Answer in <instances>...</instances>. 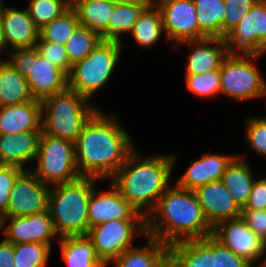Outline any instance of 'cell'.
<instances>
[{
	"instance_id": "1",
	"label": "cell",
	"mask_w": 266,
	"mask_h": 267,
	"mask_svg": "<svg viewBox=\"0 0 266 267\" xmlns=\"http://www.w3.org/2000/svg\"><path fill=\"white\" fill-rule=\"evenodd\" d=\"M118 118L100 108L84 124L74 143L80 176L109 181L135 149Z\"/></svg>"
},
{
	"instance_id": "2",
	"label": "cell",
	"mask_w": 266,
	"mask_h": 267,
	"mask_svg": "<svg viewBox=\"0 0 266 267\" xmlns=\"http://www.w3.org/2000/svg\"><path fill=\"white\" fill-rule=\"evenodd\" d=\"M177 154H153L142 158L134 149L109 180L123 198L145 218L171 185Z\"/></svg>"
},
{
	"instance_id": "3",
	"label": "cell",
	"mask_w": 266,
	"mask_h": 267,
	"mask_svg": "<svg viewBox=\"0 0 266 267\" xmlns=\"http://www.w3.org/2000/svg\"><path fill=\"white\" fill-rule=\"evenodd\" d=\"M213 228L206 220L197 196L192 190L174 184L158 199L154 210L146 217L147 236L167 245L203 239Z\"/></svg>"
},
{
	"instance_id": "4",
	"label": "cell",
	"mask_w": 266,
	"mask_h": 267,
	"mask_svg": "<svg viewBox=\"0 0 266 267\" xmlns=\"http://www.w3.org/2000/svg\"><path fill=\"white\" fill-rule=\"evenodd\" d=\"M99 179H78L51 186L48 211L58 237L86 235L89 230L88 202Z\"/></svg>"
},
{
	"instance_id": "5",
	"label": "cell",
	"mask_w": 266,
	"mask_h": 267,
	"mask_svg": "<svg viewBox=\"0 0 266 267\" xmlns=\"http://www.w3.org/2000/svg\"><path fill=\"white\" fill-rule=\"evenodd\" d=\"M42 132L75 143L84 124L99 109L75 91H65L42 101Z\"/></svg>"
},
{
	"instance_id": "6",
	"label": "cell",
	"mask_w": 266,
	"mask_h": 267,
	"mask_svg": "<svg viewBox=\"0 0 266 267\" xmlns=\"http://www.w3.org/2000/svg\"><path fill=\"white\" fill-rule=\"evenodd\" d=\"M122 43L101 40L92 52L72 65L68 89L89 100L109 81L122 54Z\"/></svg>"
},
{
	"instance_id": "7",
	"label": "cell",
	"mask_w": 266,
	"mask_h": 267,
	"mask_svg": "<svg viewBox=\"0 0 266 267\" xmlns=\"http://www.w3.org/2000/svg\"><path fill=\"white\" fill-rule=\"evenodd\" d=\"M6 59L28 83L34 99L61 93L68 88V76L58 66L39 55L34 47L10 51Z\"/></svg>"
},
{
	"instance_id": "8",
	"label": "cell",
	"mask_w": 266,
	"mask_h": 267,
	"mask_svg": "<svg viewBox=\"0 0 266 267\" xmlns=\"http://www.w3.org/2000/svg\"><path fill=\"white\" fill-rule=\"evenodd\" d=\"M35 169L31 171L49 186L78 179L74 143L41 133Z\"/></svg>"
},
{
	"instance_id": "9",
	"label": "cell",
	"mask_w": 266,
	"mask_h": 267,
	"mask_svg": "<svg viewBox=\"0 0 266 267\" xmlns=\"http://www.w3.org/2000/svg\"><path fill=\"white\" fill-rule=\"evenodd\" d=\"M253 56L227 55L220 66L221 94L235 101L266 98V81Z\"/></svg>"
},
{
	"instance_id": "10",
	"label": "cell",
	"mask_w": 266,
	"mask_h": 267,
	"mask_svg": "<svg viewBox=\"0 0 266 267\" xmlns=\"http://www.w3.org/2000/svg\"><path fill=\"white\" fill-rule=\"evenodd\" d=\"M146 233V220H110L89 228L86 236L91 240L98 257L107 266L126 250L132 248L135 236Z\"/></svg>"
},
{
	"instance_id": "11",
	"label": "cell",
	"mask_w": 266,
	"mask_h": 267,
	"mask_svg": "<svg viewBox=\"0 0 266 267\" xmlns=\"http://www.w3.org/2000/svg\"><path fill=\"white\" fill-rule=\"evenodd\" d=\"M227 55L261 57L266 53V3L258 0L226 37Z\"/></svg>"
},
{
	"instance_id": "12",
	"label": "cell",
	"mask_w": 266,
	"mask_h": 267,
	"mask_svg": "<svg viewBox=\"0 0 266 267\" xmlns=\"http://www.w3.org/2000/svg\"><path fill=\"white\" fill-rule=\"evenodd\" d=\"M51 186L44 184L31 169L16 178L6 212L1 217H22L48 211Z\"/></svg>"
},
{
	"instance_id": "13",
	"label": "cell",
	"mask_w": 266,
	"mask_h": 267,
	"mask_svg": "<svg viewBox=\"0 0 266 267\" xmlns=\"http://www.w3.org/2000/svg\"><path fill=\"white\" fill-rule=\"evenodd\" d=\"M156 1V2H155ZM163 22L167 42L199 40L197 11L193 0H155Z\"/></svg>"
},
{
	"instance_id": "14",
	"label": "cell",
	"mask_w": 266,
	"mask_h": 267,
	"mask_svg": "<svg viewBox=\"0 0 266 267\" xmlns=\"http://www.w3.org/2000/svg\"><path fill=\"white\" fill-rule=\"evenodd\" d=\"M212 235L235 255L246 259L254 267L257 260L266 255V243L262 241L240 217L228 219L213 227Z\"/></svg>"
},
{
	"instance_id": "15",
	"label": "cell",
	"mask_w": 266,
	"mask_h": 267,
	"mask_svg": "<svg viewBox=\"0 0 266 267\" xmlns=\"http://www.w3.org/2000/svg\"><path fill=\"white\" fill-rule=\"evenodd\" d=\"M7 221L9 225L5 224ZM1 230L5 235L3 239L13 245L41 243L51 248L53 237L58 236L53 228L49 211L22 217H2Z\"/></svg>"
},
{
	"instance_id": "16",
	"label": "cell",
	"mask_w": 266,
	"mask_h": 267,
	"mask_svg": "<svg viewBox=\"0 0 266 267\" xmlns=\"http://www.w3.org/2000/svg\"><path fill=\"white\" fill-rule=\"evenodd\" d=\"M107 191L95 187L88 202L89 228L110 220H146L121 195L120 191L109 182Z\"/></svg>"
},
{
	"instance_id": "17",
	"label": "cell",
	"mask_w": 266,
	"mask_h": 267,
	"mask_svg": "<svg viewBox=\"0 0 266 267\" xmlns=\"http://www.w3.org/2000/svg\"><path fill=\"white\" fill-rule=\"evenodd\" d=\"M194 193L212 228L222 221L241 216L242 209L220 180L200 186Z\"/></svg>"
},
{
	"instance_id": "18",
	"label": "cell",
	"mask_w": 266,
	"mask_h": 267,
	"mask_svg": "<svg viewBox=\"0 0 266 267\" xmlns=\"http://www.w3.org/2000/svg\"><path fill=\"white\" fill-rule=\"evenodd\" d=\"M0 17L7 47L10 50L34 47L39 40V29L30 18L27 8L7 7L0 2Z\"/></svg>"
},
{
	"instance_id": "19",
	"label": "cell",
	"mask_w": 266,
	"mask_h": 267,
	"mask_svg": "<svg viewBox=\"0 0 266 267\" xmlns=\"http://www.w3.org/2000/svg\"><path fill=\"white\" fill-rule=\"evenodd\" d=\"M235 157L231 154L204 153L196 161H190L185 173L175 181L176 185L194 191L200 186L219 181Z\"/></svg>"
},
{
	"instance_id": "20",
	"label": "cell",
	"mask_w": 266,
	"mask_h": 267,
	"mask_svg": "<svg viewBox=\"0 0 266 267\" xmlns=\"http://www.w3.org/2000/svg\"><path fill=\"white\" fill-rule=\"evenodd\" d=\"M193 45V51H189L185 65L184 75L205 73L214 69H220L223 59L227 56L225 39L204 38L201 40L187 41L175 46Z\"/></svg>"
},
{
	"instance_id": "21",
	"label": "cell",
	"mask_w": 266,
	"mask_h": 267,
	"mask_svg": "<svg viewBox=\"0 0 266 267\" xmlns=\"http://www.w3.org/2000/svg\"><path fill=\"white\" fill-rule=\"evenodd\" d=\"M168 267H214L213 235L168 245Z\"/></svg>"
},
{
	"instance_id": "22",
	"label": "cell",
	"mask_w": 266,
	"mask_h": 267,
	"mask_svg": "<svg viewBox=\"0 0 266 267\" xmlns=\"http://www.w3.org/2000/svg\"><path fill=\"white\" fill-rule=\"evenodd\" d=\"M42 131L20 134H0V164L29 169L26 164L35 162Z\"/></svg>"
},
{
	"instance_id": "23",
	"label": "cell",
	"mask_w": 266,
	"mask_h": 267,
	"mask_svg": "<svg viewBox=\"0 0 266 267\" xmlns=\"http://www.w3.org/2000/svg\"><path fill=\"white\" fill-rule=\"evenodd\" d=\"M42 131V103L38 99L0 107V134Z\"/></svg>"
},
{
	"instance_id": "24",
	"label": "cell",
	"mask_w": 266,
	"mask_h": 267,
	"mask_svg": "<svg viewBox=\"0 0 266 267\" xmlns=\"http://www.w3.org/2000/svg\"><path fill=\"white\" fill-rule=\"evenodd\" d=\"M147 245L126 250L113 263L116 267H168V245L149 236Z\"/></svg>"
},
{
	"instance_id": "25",
	"label": "cell",
	"mask_w": 266,
	"mask_h": 267,
	"mask_svg": "<svg viewBox=\"0 0 266 267\" xmlns=\"http://www.w3.org/2000/svg\"><path fill=\"white\" fill-rule=\"evenodd\" d=\"M246 160V157L237 155L220 180L241 209L247 204L255 182L252 168Z\"/></svg>"
},
{
	"instance_id": "26",
	"label": "cell",
	"mask_w": 266,
	"mask_h": 267,
	"mask_svg": "<svg viewBox=\"0 0 266 267\" xmlns=\"http://www.w3.org/2000/svg\"><path fill=\"white\" fill-rule=\"evenodd\" d=\"M63 260L68 267H105L86 235L60 237Z\"/></svg>"
},
{
	"instance_id": "27",
	"label": "cell",
	"mask_w": 266,
	"mask_h": 267,
	"mask_svg": "<svg viewBox=\"0 0 266 267\" xmlns=\"http://www.w3.org/2000/svg\"><path fill=\"white\" fill-rule=\"evenodd\" d=\"M115 4L102 1L70 2L76 12L80 25L97 33L102 40H107V28Z\"/></svg>"
},
{
	"instance_id": "28",
	"label": "cell",
	"mask_w": 266,
	"mask_h": 267,
	"mask_svg": "<svg viewBox=\"0 0 266 267\" xmlns=\"http://www.w3.org/2000/svg\"><path fill=\"white\" fill-rule=\"evenodd\" d=\"M26 78L7 61H0V107L33 100Z\"/></svg>"
},
{
	"instance_id": "29",
	"label": "cell",
	"mask_w": 266,
	"mask_h": 267,
	"mask_svg": "<svg viewBox=\"0 0 266 267\" xmlns=\"http://www.w3.org/2000/svg\"><path fill=\"white\" fill-rule=\"evenodd\" d=\"M199 25V40L224 39V0H193Z\"/></svg>"
},
{
	"instance_id": "30",
	"label": "cell",
	"mask_w": 266,
	"mask_h": 267,
	"mask_svg": "<svg viewBox=\"0 0 266 267\" xmlns=\"http://www.w3.org/2000/svg\"><path fill=\"white\" fill-rule=\"evenodd\" d=\"M153 2L115 5L107 28V41L122 43V35L131 33L135 22Z\"/></svg>"
},
{
	"instance_id": "31",
	"label": "cell",
	"mask_w": 266,
	"mask_h": 267,
	"mask_svg": "<svg viewBox=\"0 0 266 267\" xmlns=\"http://www.w3.org/2000/svg\"><path fill=\"white\" fill-rule=\"evenodd\" d=\"M163 33L162 16L153 2L135 22L131 37L140 46L152 47L159 42Z\"/></svg>"
},
{
	"instance_id": "32",
	"label": "cell",
	"mask_w": 266,
	"mask_h": 267,
	"mask_svg": "<svg viewBox=\"0 0 266 267\" xmlns=\"http://www.w3.org/2000/svg\"><path fill=\"white\" fill-rule=\"evenodd\" d=\"M80 24L76 12L70 7L60 17L39 30V40L65 45Z\"/></svg>"
},
{
	"instance_id": "33",
	"label": "cell",
	"mask_w": 266,
	"mask_h": 267,
	"mask_svg": "<svg viewBox=\"0 0 266 267\" xmlns=\"http://www.w3.org/2000/svg\"><path fill=\"white\" fill-rule=\"evenodd\" d=\"M101 40L97 33L79 24L64 45L69 62L73 65L84 60Z\"/></svg>"
},
{
	"instance_id": "34",
	"label": "cell",
	"mask_w": 266,
	"mask_h": 267,
	"mask_svg": "<svg viewBox=\"0 0 266 267\" xmlns=\"http://www.w3.org/2000/svg\"><path fill=\"white\" fill-rule=\"evenodd\" d=\"M69 8L70 0H30L27 6L29 16L39 30Z\"/></svg>"
},
{
	"instance_id": "35",
	"label": "cell",
	"mask_w": 266,
	"mask_h": 267,
	"mask_svg": "<svg viewBox=\"0 0 266 267\" xmlns=\"http://www.w3.org/2000/svg\"><path fill=\"white\" fill-rule=\"evenodd\" d=\"M51 249L47 244L14 245V267H46Z\"/></svg>"
},
{
	"instance_id": "36",
	"label": "cell",
	"mask_w": 266,
	"mask_h": 267,
	"mask_svg": "<svg viewBox=\"0 0 266 267\" xmlns=\"http://www.w3.org/2000/svg\"><path fill=\"white\" fill-rule=\"evenodd\" d=\"M185 82L188 91L200 98H213L221 94L220 69L200 74L185 75Z\"/></svg>"
},
{
	"instance_id": "37",
	"label": "cell",
	"mask_w": 266,
	"mask_h": 267,
	"mask_svg": "<svg viewBox=\"0 0 266 267\" xmlns=\"http://www.w3.org/2000/svg\"><path fill=\"white\" fill-rule=\"evenodd\" d=\"M245 139L251 150L266 158V118L247 116Z\"/></svg>"
},
{
	"instance_id": "38",
	"label": "cell",
	"mask_w": 266,
	"mask_h": 267,
	"mask_svg": "<svg viewBox=\"0 0 266 267\" xmlns=\"http://www.w3.org/2000/svg\"><path fill=\"white\" fill-rule=\"evenodd\" d=\"M35 47L44 59L61 68L67 75L70 73L72 64L64 45L47 41H37Z\"/></svg>"
},
{
	"instance_id": "39",
	"label": "cell",
	"mask_w": 266,
	"mask_h": 267,
	"mask_svg": "<svg viewBox=\"0 0 266 267\" xmlns=\"http://www.w3.org/2000/svg\"><path fill=\"white\" fill-rule=\"evenodd\" d=\"M258 0H224V39Z\"/></svg>"
},
{
	"instance_id": "40",
	"label": "cell",
	"mask_w": 266,
	"mask_h": 267,
	"mask_svg": "<svg viewBox=\"0 0 266 267\" xmlns=\"http://www.w3.org/2000/svg\"><path fill=\"white\" fill-rule=\"evenodd\" d=\"M23 170L15 165L0 164V216L7 210L14 181Z\"/></svg>"
},
{
	"instance_id": "41",
	"label": "cell",
	"mask_w": 266,
	"mask_h": 267,
	"mask_svg": "<svg viewBox=\"0 0 266 267\" xmlns=\"http://www.w3.org/2000/svg\"><path fill=\"white\" fill-rule=\"evenodd\" d=\"M214 267H254L246 259L235 255L213 236Z\"/></svg>"
},
{
	"instance_id": "42",
	"label": "cell",
	"mask_w": 266,
	"mask_h": 267,
	"mask_svg": "<svg viewBox=\"0 0 266 267\" xmlns=\"http://www.w3.org/2000/svg\"><path fill=\"white\" fill-rule=\"evenodd\" d=\"M241 218L246 225L266 243V209H242Z\"/></svg>"
},
{
	"instance_id": "43",
	"label": "cell",
	"mask_w": 266,
	"mask_h": 267,
	"mask_svg": "<svg viewBox=\"0 0 266 267\" xmlns=\"http://www.w3.org/2000/svg\"><path fill=\"white\" fill-rule=\"evenodd\" d=\"M243 209H266V177L255 180L248 202Z\"/></svg>"
},
{
	"instance_id": "44",
	"label": "cell",
	"mask_w": 266,
	"mask_h": 267,
	"mask_svg": "<svg viewBox=\"0 0 266 267\" xmlns=\"http://www.w3.org/2000/svg\"><path fill=\"white\" fill-rule=\"evenodd\" d=\"M0 267H14V245L5 241H0Z\"/></svg>"
},
{
	"instance_id": "45",
	"label": "cell",
	"mask_w": 266,
	"mask_h": 267,
	"mask_svg": "<svg viewBox=\"0 0 266 267\" xmlns=\"http://www.w3.org/2000/svg\"><path fill=\"white\" fill-rule=\"evenodd\" d=\"M10 50H8V47H7V43H6V40H5V37H4V33H3V29H2V23H1V17H0V54L3 55V53L7 52L9 53ZM6 59H2L0 58V61H4Z\"/></svg>"
},
{
	"instance_id": "46",
	"label": "cell",
	"mask_w": 266,
	"mask_h": 267,
	"mask_svg": "<svg viewBox=\"0 0 266 267\" xmlns=\"http://www.w3.org/2000/svg\"><path fill=\"white\" fill-rule=\"evenodd\" d=\"M111 2L115 5L122 4H136L140 2H153L152 0H111Z\"/></svg>"
},
{
	"instance_id": "47",
	"label": "cell",
	"mask_w": 266,
	"mask_h": 267,
	"mask_svg": "<svg viewBox=\"0 0 266 267\" xmlns=\"http://www.w3.org/2000/svg\"><path fill=\"white\" fill-rule=\"evenodd\" d=\"M85 1H91V0H70V2H85ZM96 1L111 2V0H96Z\"/></svg>"
},
{
	"instance_id": "48",
	"label": "cell",
	"mask_w": 266,
	"mask_h": 267,
	"mask_svg": "<svg viewBox=\"0 0 266 267\" xmlns=\"http://www.w3.org/2000/svg\"><path fill=\"white\" fill-rule=\"evenodd\" d=\"M258 267H266V258L259 264Z\"/></svg>"
},
{
	"instance_id": "49",
	"label": "cell",
	"mask_w": 266,
	"mask_h": 267,
	"mask_svg": "<svg viewBox=\"0 0 266 267\" xmlns=\"http://www.w3.org/2000/svg\"><path fill=\"white\" fill-rule=\"evenodd\" d=\"M1 228H2V217L0 216V233H1Z\"/></svg>"
}]
</instances>
